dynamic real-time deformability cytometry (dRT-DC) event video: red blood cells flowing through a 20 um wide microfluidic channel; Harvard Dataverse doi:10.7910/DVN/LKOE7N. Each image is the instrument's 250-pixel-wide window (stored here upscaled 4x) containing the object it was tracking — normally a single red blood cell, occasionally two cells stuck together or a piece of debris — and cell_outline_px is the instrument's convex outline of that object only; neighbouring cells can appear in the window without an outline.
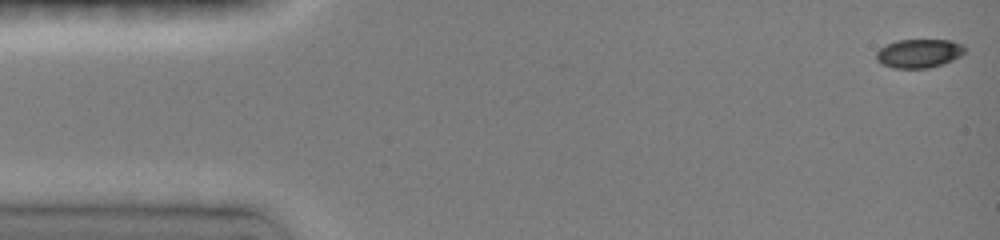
{"species": "common noctule bat (a hibernating species)", "species_latin": "Nyctalus noctula", "temperature_condition": "room temperature", "stored_images_in_passage": 11, "camera_frame_rate_fps": 3000, "um_per_image_px": 0.085, "animal": {"sex": "female", "body_mass_g": 19.0, "forearm_length_mm": 51.5}, "frame": {"image": 1, "passage_image": 1, "time_ms": 0.0, "image_size_px": [1000, 240], "cell_outline_px": [[964, 52], [960, 56], [944, 64], [928, 68], [892, 68], [880, 64], [876, 60], [876, 52], [880, 48], [896, 40], [948, 40], [964, 44]], "centroid_in_image_um": [78.09, 4.54], "position_along_channel_um": 6.9, "area_um2": 14.91}}
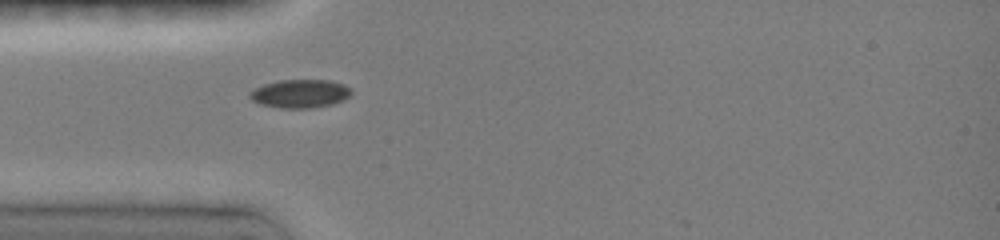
{"frame": {"image": 2, "passage_image": 9, "time_ms": 4.333, "image_size_px": [1000, 240], "cell_outline_px": [[352, 92], [344, 100], [332, 104], [308, 108], [280, 108], [260, 104], [252, 100], [248, 96], [248, 92], [264, 84], [280, 80], [332, 80], [344, 84], [352, 88]], "centroid_in_image_um": [25.51, 7.95], "position_along_channel_um": 59.5, "area_um2": 16.88}}